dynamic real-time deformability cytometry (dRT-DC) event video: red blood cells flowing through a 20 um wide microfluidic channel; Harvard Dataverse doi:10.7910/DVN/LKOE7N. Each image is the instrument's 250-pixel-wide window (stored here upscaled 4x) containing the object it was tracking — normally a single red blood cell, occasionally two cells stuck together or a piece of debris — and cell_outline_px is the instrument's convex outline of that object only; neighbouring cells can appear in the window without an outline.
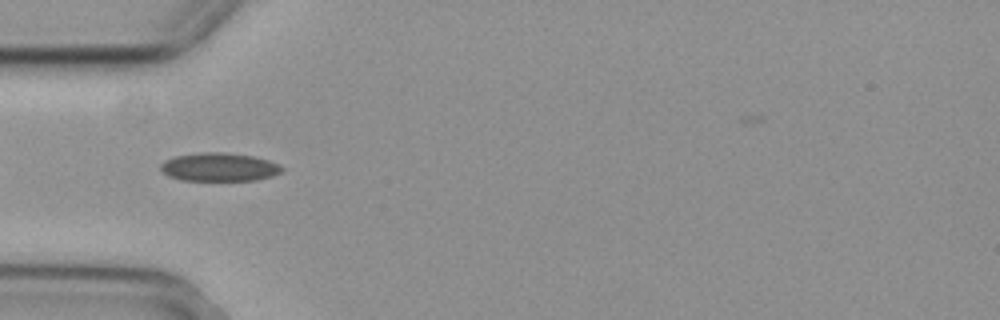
{"species": "common noctule bat (a hibernating species)", "species_latin": "Nyctalus noctula", "temperature_condition": "cold", "stored_images_in_passage": 42, "camera_frame_rate_fps": 3000, "um_per_image_px": 0.085, "animal": {"sex": "female", "body_mass_g": 29.2, "forearm_length_mm": 56.3}, "frame": {"image": 1, "passage_image": 4, "time_ms": 1.0, "image_size_px": [1000, 320], "cell_outline_px": [[284, 168], [280, 172], [272, 176], [256, 180], [180, 180], [168, 176], [160, 168], [160, 164], [164, 160], [176, 156], [200, 152], [224, 152], [252, 156], [268, 160]], "centroid_in_image_um": [18.6, 14.2], "position_along_channel_um": 66.4, "area_um2": 19.94}}
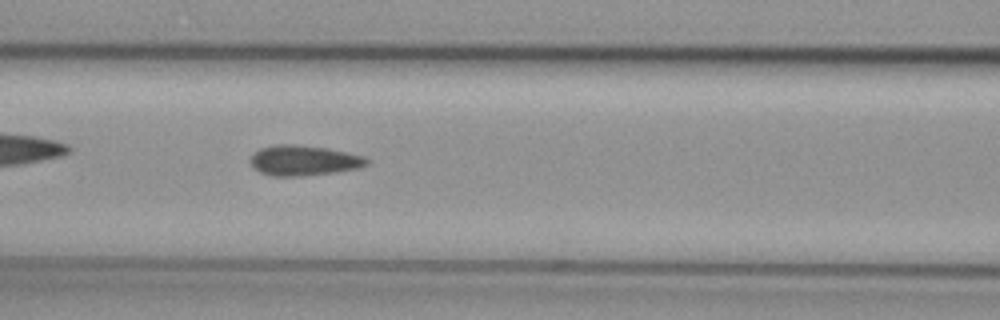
{"frame": {"image": 2, "passage_image": 10, "time_ms": 3.0, "image_size_px": [1000, 320], "cell_outline_px": [[372, 160], [368, 164], [360, 168], [336, 172], [304, 176], [272, 176], [260, 172], [252, 168], [252, 152], [260, 148], [276, 144], [296, 144], [328, 148], [364, 156]], "centroid_in_image_um": [25.84, 13.64], "position_along_channel_um": 140.8, "area_um2": 20.81}}
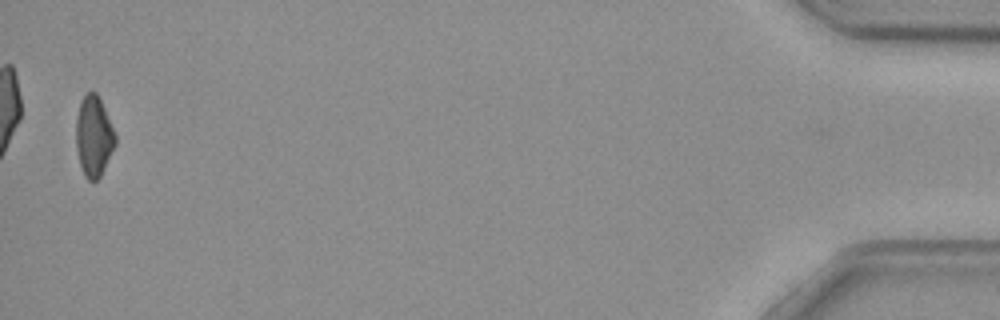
{"frame": {"image": 3, "passage_image": 41, "time_ms": 13.333, "image_size_px": [1000, 320], "cell_outline_px": [[116, 144], [100, 176], [96, 180], [88, 180], [84, 176], [80, 164], [76, 148], [76, 120], [80, 100], [88, 92], [96, 92], [104, 108], [116, 136]], "centroid_in_image_um": [7.95, 11.59], "position_along_channel_um": 427.2, "area_um2": 18.21}, "authors_computed_cell_mechanics": {"area_um2": 19.8254, "velocity_mm_per_s": 3.7113, "shape_relaxation_time_tau1_ms": null, "shape_relaxation_time_tau2_ms": 8.7393, "deformation_change_tau1": null, "deformation_change_tau2": 0.1133}}